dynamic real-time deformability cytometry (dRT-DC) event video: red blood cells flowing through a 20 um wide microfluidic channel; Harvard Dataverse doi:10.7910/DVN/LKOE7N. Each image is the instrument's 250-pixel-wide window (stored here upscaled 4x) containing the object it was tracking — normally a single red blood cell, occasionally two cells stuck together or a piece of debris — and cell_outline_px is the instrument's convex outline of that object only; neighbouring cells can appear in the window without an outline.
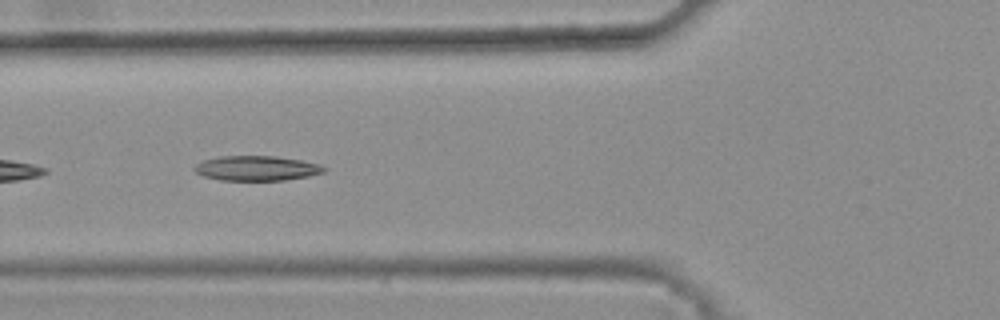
{"species": "common noctule bat (a hibernating species)", "species_latin": "Nyctalus noctula", "temperature_condition": "warm", "stored_images_in_passage": 8, "camera_frame_rate_fps": 3000, "um_per_image_px": 0.085, "animal": {"sex": "female", "body_mass_g": 25.1}, "frame": {"image": 1, "passage_image": 5, "time_ms": 1.333, "image_size_px": [1000, 320], "cell_outline_px": [[328, 168], [324, 172], [308, 176], [284, 180], [220, 180], [204, 176], [196, 172], [192, 168], [196, 164], [204, 160], [220, 156], [276, 156], [300, 160], [320, 164]], "centroid_in_image_um": [21.82, 14.3], "position_along_channel_um": 104.0, "area_um2": 18.73}}